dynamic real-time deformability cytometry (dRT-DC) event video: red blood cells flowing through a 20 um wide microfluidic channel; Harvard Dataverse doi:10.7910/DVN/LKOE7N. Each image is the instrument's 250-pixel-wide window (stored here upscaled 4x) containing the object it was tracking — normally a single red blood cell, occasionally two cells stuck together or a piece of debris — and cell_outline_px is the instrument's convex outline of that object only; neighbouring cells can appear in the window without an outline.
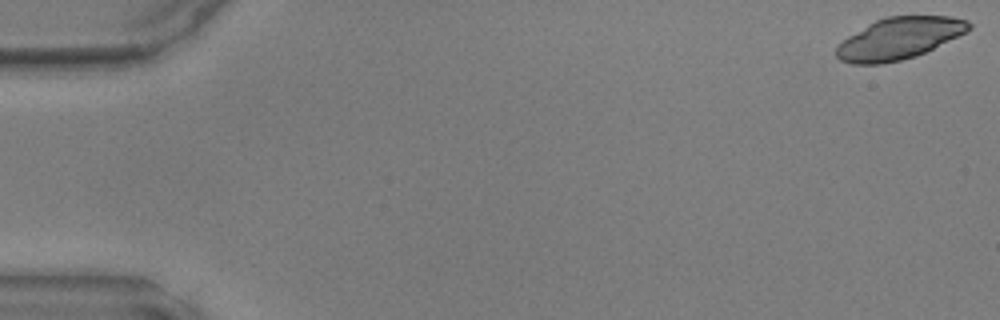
{"species": "common noctule bat (a hibernating species)", "species_latin": "Nyctalus noctula", "temperature_condition": "warm", "stored_images_in_passage": 27, "camera_frame_rate_fps": 3000, "um_per_image_px": 0.085, "animal": {"sex": "male", "body_mass_g": 17.9, "forearm_length_mm": 54.2}, "frame": {"image": 1, "passage_image": 1, "time_ms": 0.0, "image_size_px": [1000, 320], "cell_outline_px": [[972, 28], [916, 56], [900, 60], [880, 64], [852, 64], [840, 60], [836, 56], [836, 48], [848, 36], [868, 24], [876, 20], [888, 16], [952, 16], [968, 20], [972, 24]], "centroid_in_image_um": [76.41, 3.26], "position_along_channel_um": 8.6, "area_um2": 31.73}}